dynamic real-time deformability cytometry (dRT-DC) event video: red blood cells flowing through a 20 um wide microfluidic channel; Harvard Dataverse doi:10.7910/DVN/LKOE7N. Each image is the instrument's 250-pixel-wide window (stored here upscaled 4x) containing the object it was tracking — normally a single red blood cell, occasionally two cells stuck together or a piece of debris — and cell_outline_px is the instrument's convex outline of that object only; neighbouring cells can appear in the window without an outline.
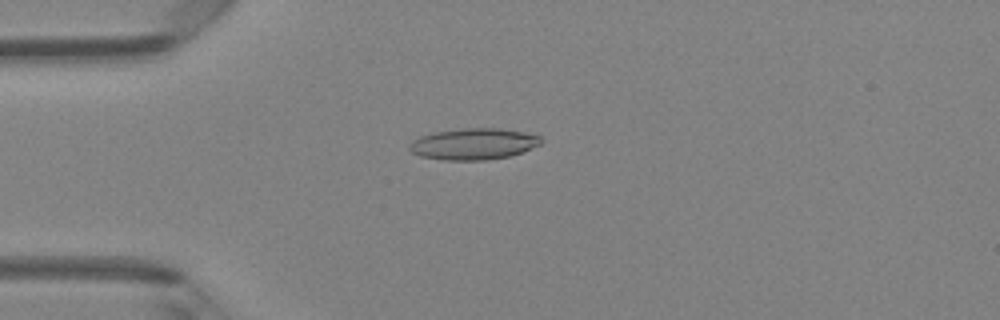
{"species": "Egyptian fruit bat (a non-hibernating species)", "species_latin": "Rousettus aegyptiacus", "temperature_condition": "room temperature", "stored_images_in_passage": 48, "camera_frame_rate_fps": 3000, "um_per_image_px": 0.085, "animal": {"sex": "female"}, "frame": {"image": 1, "passage_image": 13, "time_ms": 4.0, "image_size_px": [1000, 320], "cell_outline_px": [[544, 140], [540, 144], [512, 156], [488, 160], [444, 160], [420, 156], [412, 152], [408, 148], [408, 144], [412, 140], [420, 136], [432, 132], [460, 128], [500, 128], [524, 132], [540, 136]], "centroid_in_image_um": [40.23, 12.23], "position_along_channel_um": 44.8, "area_um2": 24.33}}
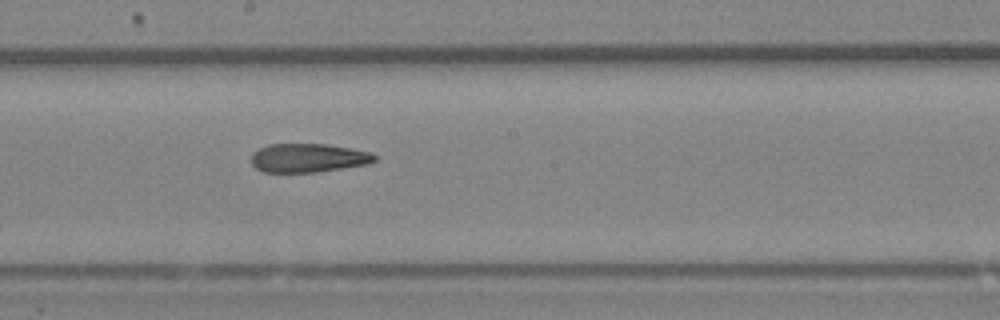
{"frame": {"image": 2, "passage_image": 27, "time_ms": 8.667, "image_size_px": [1000, 320], "cell_outline_px": [[376, 160], [372, 164], [316, 172], [264, 172], [256, 168], [252, 164], [252, 152], [268, 144], [324, 144], [352, 148], [372, 152], [376, 156]], "centroid_in_image_um": [26.24, 13.42], "position_along_channel_um": 222.0, "area_um2": 20.87}}
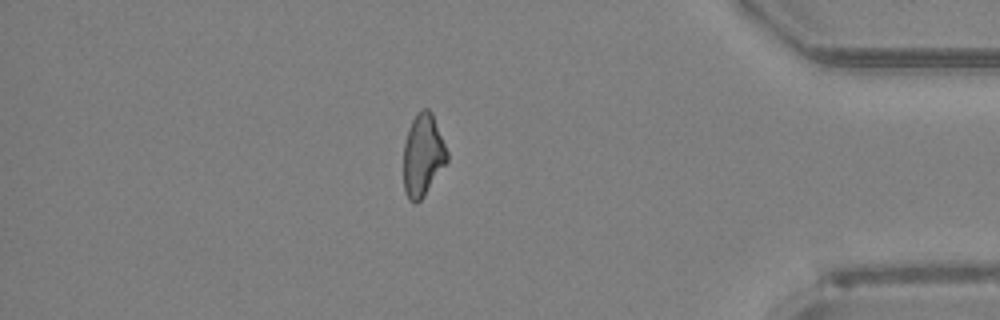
{"frame": {"image": 3, "passage_image": 42, "time_ms": 13.667, "image_size_px": [1000, 320], "cell_outline_px": [[448, 160], [424, 196], [416, 204], [408, 200], [404, 192], [404, 144], [408, 128], [416, 112], [424, 108], [428, 108], [432, 112], [448, 152]], "centroid_in_image_um": [35.94, 13.19], "position_along_channel_um": 399.3, "area_um2": 20.98}, "authors_computed_cell_mechanics": {"area_um2": 22.0507, "velocity_mm_per_s": 4.2273, "shape_relaxation_time_tau1_ms": null, "shape_relaxation_time_tau2_ms": 4.7145, "deformation_change_tau1": null, "deformation_change_tau2": 0.1526}}